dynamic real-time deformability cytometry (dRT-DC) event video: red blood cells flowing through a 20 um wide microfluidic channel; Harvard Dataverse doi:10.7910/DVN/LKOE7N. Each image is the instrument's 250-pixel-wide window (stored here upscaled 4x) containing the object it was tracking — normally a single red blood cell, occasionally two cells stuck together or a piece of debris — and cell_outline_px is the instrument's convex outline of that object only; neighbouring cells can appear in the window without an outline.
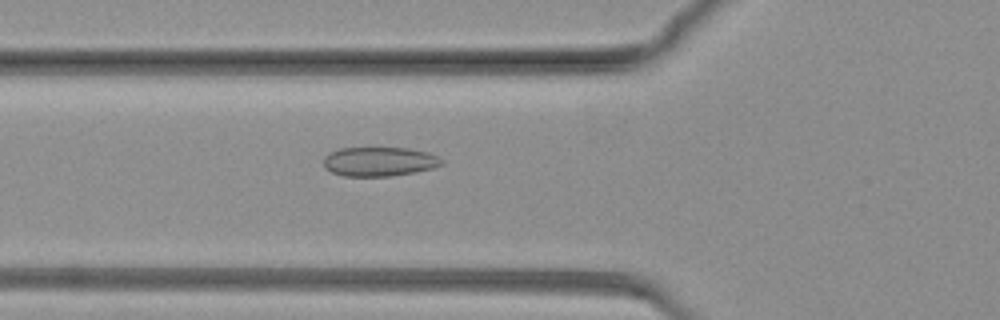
{"species": "common noctule bat (a hibernating species)", "species_latin": "Nyctalus noctula", "temperature_condition": "warm", "stored_images_in_passage": 72, "camera_frame_rate_fps": 3000, "um_per_image_px": 0.085, "animal": {"sex": "female", "body_mass_g": 19.3, "forearm_length_mm": 54.1}, "frame": {"image": 1, "passage_image": 30, "time_ms": 9.667, "image_size_px": [1000, 320], "cell_outline_px": [[444, 164], [432, 168], [416, 172], [392, 176], [344, 176], [332, 172], [324, 168], [324, 156], [328, 152], [340, 148], [408, 148], [428, 152], [444, 160]], "centroid_in_image_um": [32.23, 13.73], "position_along_channel_um": 93.6, "area_um2": 20.29}}
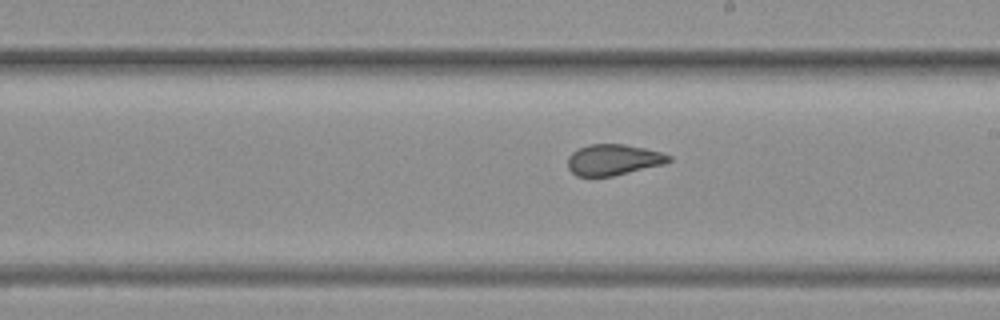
{"frame": {"image": 2, "passage_image": 47, "time_ms": 15.333, "image_size_px": [1000, 320], "cell_outline_px": [[672, 160], [664, 164], [612, 176], [576, 176], [568, 168], [568, 156], [572, 152], [588, 144], [624, 144], [644, 148], [660, 152], [672, 156]], "centroid_in_image_um": [52.13, 13.57], "position_along_channel_um": 236.9, "area_um2": 18.15}}
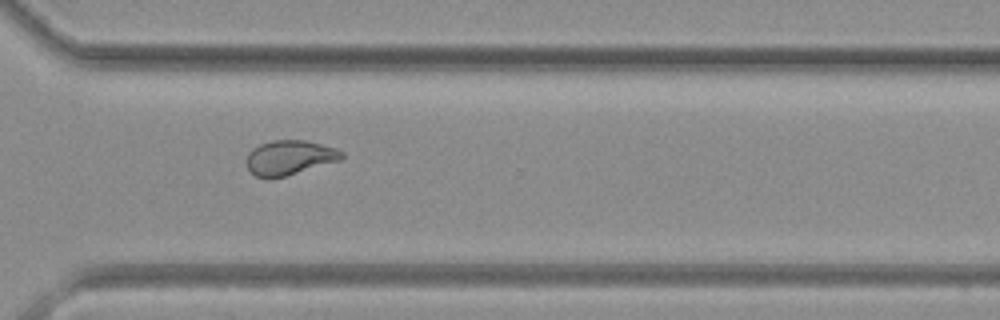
{"frame": {"image": 3, "passage_image": 60, "time_ms": 19.667, "image_size_px": [1000, 320], "cell_outline_px": [[344, 156], [340, 160], [284, 176], [268, 180], [256, 176], [248, 168], [248, 152], [252, 148], [260, 144], [272, 140], [304, 140], [336, 148], [344, 152]], "centroid_in_image_um": [24.6, 13.39], "position_along_channel_um": 346.0, "area_um2": 19.07}}